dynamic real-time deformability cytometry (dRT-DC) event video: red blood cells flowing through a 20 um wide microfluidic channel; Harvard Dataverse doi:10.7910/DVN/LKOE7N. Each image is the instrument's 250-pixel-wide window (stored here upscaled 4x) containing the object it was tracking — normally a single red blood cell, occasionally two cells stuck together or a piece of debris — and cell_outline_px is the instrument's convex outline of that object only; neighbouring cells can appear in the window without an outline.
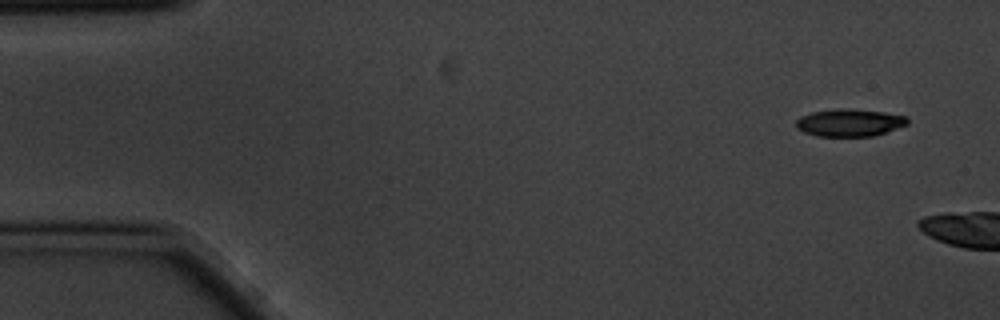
{"species": "common noctule bat (a hibernating species)", "species_latin": "Nyctalus noctula", "temperature_condition": "cold", "stored_images_in_passage": 3, "camera_frame_rate_fps": 3000, "um_per_image_px": 0.085, "animal": {"sex": "male", "body_mass_g": 20.1, "forearm_length_mm": 53.5}, "frame": {"image": 1, "passage_image": 1, "time_ms": 0.0, "image_size_px": [1000, 320], "cell_outline_px": [[908, 124], [872, 136], [816, 136], [804, 132], [796, 128], [796, 120], [800, 116], [812, 112], [840, 108], [848, 108], [884, 112], [908, 116]], "centroid_in_image_um": [72.19, 10.42], "position_along_channel_um": 12.8, "area_um2": 17.8}}